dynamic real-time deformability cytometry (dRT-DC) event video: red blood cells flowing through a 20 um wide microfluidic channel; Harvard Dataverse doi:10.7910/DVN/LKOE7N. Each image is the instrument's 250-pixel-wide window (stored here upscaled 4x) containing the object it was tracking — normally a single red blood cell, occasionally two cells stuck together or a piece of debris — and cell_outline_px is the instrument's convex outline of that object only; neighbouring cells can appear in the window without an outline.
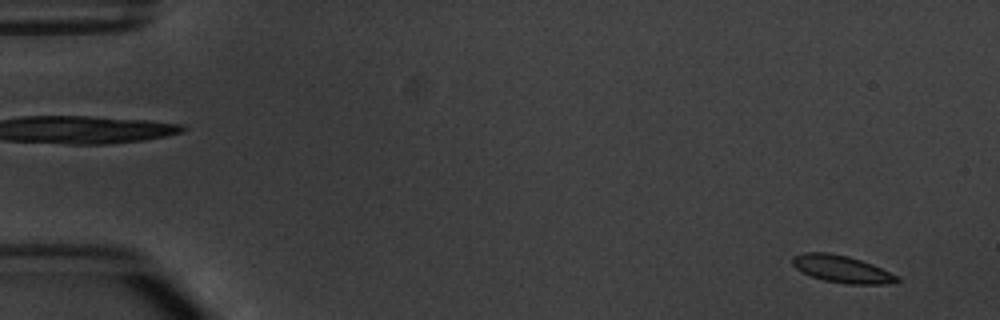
{"species": "common noctule bat (a hibernating species)", "species_latin": "Nyctalus noctula", "temperature_condition": "warm", "stored_images_in_passage": 6, "camera_frame_rate_fps": 3000, "um_per_image_px": 0.085, "animal": {"sex": "male", "body_mass_g": 20.1, "forearm_length_mm": 53.5}, "frame": {"image": 1, "passage_image": 1, "time_ms": 0.0, "image_size_px": [1000, 320], "cell_outline_px": [[900, 280], [896, 284], [848, 284], [824, 280], [812, 276], [796, 268], [792, 264], [792, 256], [804, 252], [828, 252], [848, 256], [872, 264], [900, 276]], "centroid_in_image_um": [71.6, 22.87], "position_along_channel_um": 13.4, "area_um2": 16.65}}
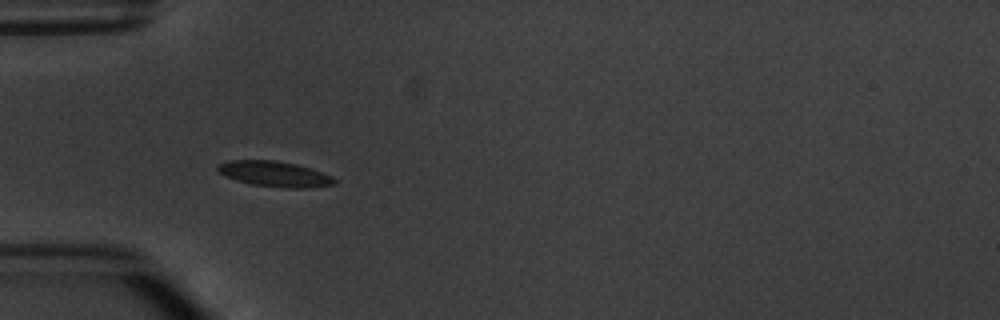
{"frame": {"image": 2, "passage_image": 5, "time_ms": 4.667, "image_size_px": [1000, 320], "cell_outline_px": [[336, 180], [332, 184], [308, 188], [284, 188], [252, 184], [236, 180], [224, 176], [216, 168], [216, 164], [228, 160], [276, 160], [296, 164], [332, 176]], "centroid_in_image_um": [23.27, 14.78], "position_along_channel_um": 61.7, "area_um2": 17.22}}